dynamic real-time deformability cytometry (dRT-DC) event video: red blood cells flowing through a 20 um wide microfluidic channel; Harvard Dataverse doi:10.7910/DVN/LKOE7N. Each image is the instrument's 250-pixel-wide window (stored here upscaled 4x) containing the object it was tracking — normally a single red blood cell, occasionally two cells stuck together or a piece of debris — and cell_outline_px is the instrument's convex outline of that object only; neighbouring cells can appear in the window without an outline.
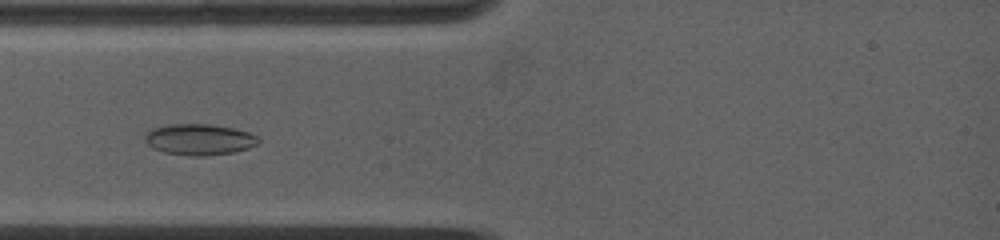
{"species": "common noctule bat (a hibernating species)", "species_latin": "Nyctalus noctula", "temperature_condition": "warm", "stored_images_in_passage": 51, "camera_frame_rate_fps": 5000, "um_per_image_px": 0.085, "animal": {"sex": "female", "body_mass_g": 19.0, "forearm_length_mm": 53.3}, "frame": {"image": 1, "passage_image": 1, "time_ms": 0.0, "image_size_px": [1000, 240], "cell_outline_px": [[260, 140], [256, 144], [248, 148], [232, 152], [204, 156], [188, 156], [164, 152], [152, 148], [144, 140], [144, 136], [152, 128], [168, 124], [212, 124], [232, 128], [248, 132], [256, 136]], "centroid_in_image_um": [16.9, 11.85], "position_along_channel_um": 68.1, "area_um2": 20.52}}
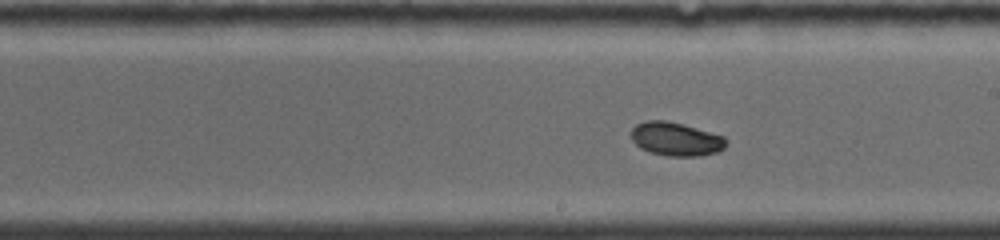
{"frame": {"image": 2, "passage_image": 22, "time_ms": 4.2, "image_size_px": [1000, 240], "cell_outline_px": [[728, 144], [724, 148], [716, 152], [700, 156], [668, 156], [648, 152], [640, 148], [632, 140], [632, 128], [636, 124], [648, 120], [664, 120], [684, 124], [724, 136], [728, 140]], "centroid_in_image_um": [57.47, 11.82], "position_along_channel_um": 231.5, "area_um2": 18.73}}
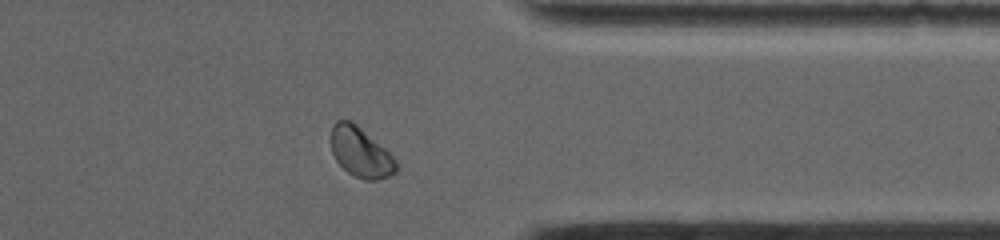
{"frame": {"image": 3, "passage_image": 45, "time_ms": 8.2, "image_size_px": [1000, 240], "cell_outline_px": [[396, 172], [388, 176], [376, 180], [364, 180], [352, 176], [336, 160], [332, 152], [332, 124], [336, 120], [352, 120], [384, 148], [396, 160]], "centroid_in_image_um": [30.64, 12.94], "position_along_channel_um": 380.8, "area_um2": 18.73}}